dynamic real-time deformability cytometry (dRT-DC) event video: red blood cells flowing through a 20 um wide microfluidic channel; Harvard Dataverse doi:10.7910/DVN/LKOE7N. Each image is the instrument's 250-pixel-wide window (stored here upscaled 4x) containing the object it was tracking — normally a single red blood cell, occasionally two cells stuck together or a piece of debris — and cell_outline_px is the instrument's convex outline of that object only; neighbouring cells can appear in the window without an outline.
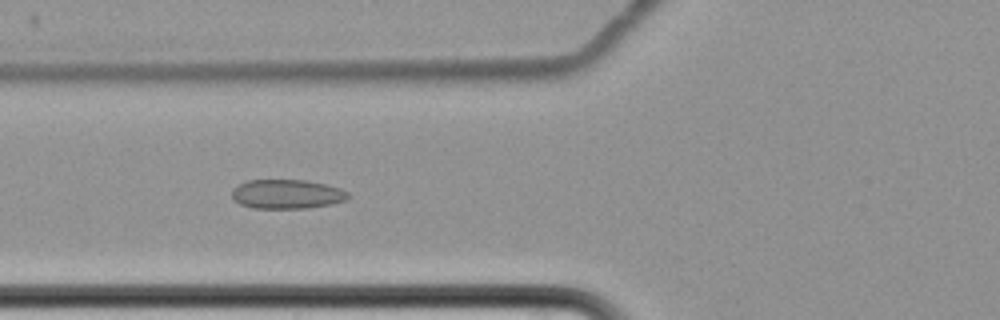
{"species": "common noctule bat (a hibernating species)", "species_latin": "Nyctalus noctula", "temperature_condition": "cold", "stored_images_in_passage": 8, "camera_frame_rate_fps": 3000, "um_per_image_px": 0.085, "animal": {"sex": "female", "body_mass_g": 22.7, "forearm_length_mm": 54.2}, "frame": {"image": 1, "passage_image": 7, "time_ms": 8.0, "image_size_px": [1000, 320], "cell_outline_px": [[348, 200], [332, 204], [304, 208], [252, 208], [240, 204], [232, 200], [232, 188], [248, 180], [308, 180], [340, 188], [348, 192]], "centroid_in_image_um": [24.37, 16.5], "position_along_channel_um": 101.4, "area_um2": 19.88}}
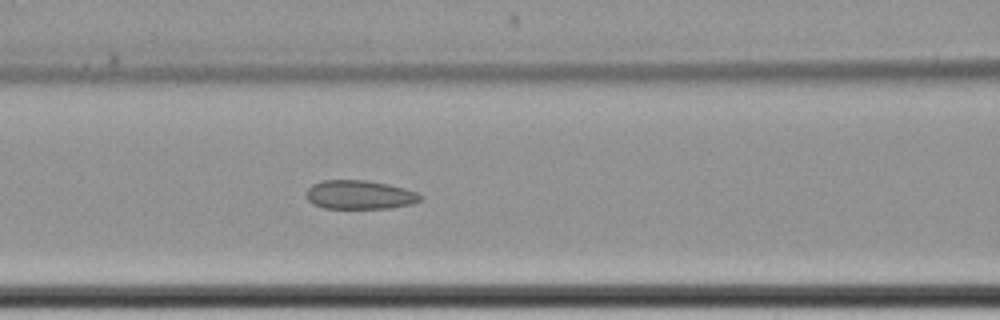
{"frame": {"image": 2, "passage_image": 8, "time_ms": 9.0, "image_size_px": [1000, 320], "cell_outline_px": [[424, 196], [420, 200], [412, 204], [392, 208], [324, 208], [312, 204], [304, 196], [304, 192], [312, 184], [320, 180], [368, 180], [388, 184], [404, 188], [416, 192]], "centroid_in_image_um": [30.53, 16.55], "position_along_channel_um": 136.1, "area_um2": 19.48}}